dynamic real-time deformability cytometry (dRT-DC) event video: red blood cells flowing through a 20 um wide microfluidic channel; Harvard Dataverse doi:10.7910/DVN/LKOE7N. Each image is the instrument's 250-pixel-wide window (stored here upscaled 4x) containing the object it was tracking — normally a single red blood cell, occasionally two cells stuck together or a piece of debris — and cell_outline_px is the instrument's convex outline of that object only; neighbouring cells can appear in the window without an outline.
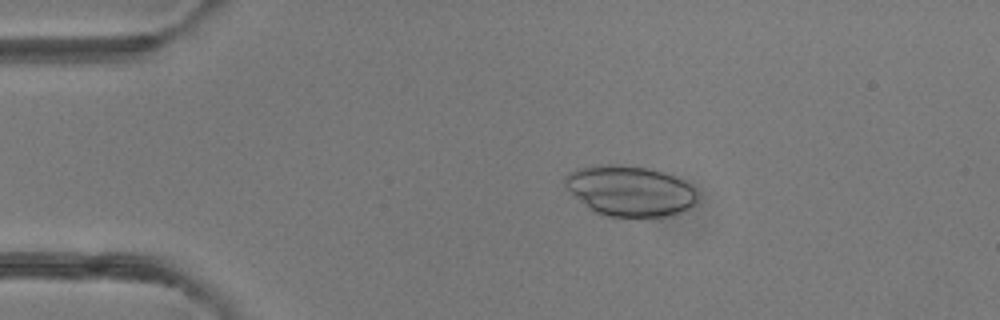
{"species": "common noctule bat (a hibernating species)", "species_latin": "Nyctalus noctula", "temperature_condition": "room temperature", "stored_images_in_passage": 4, "camera_frame_rate_fps": 3000, "um_per_image_px": 0.085, "animal": {"sex": "female"}, "frame": {"image": 1, "passage_image": 3, "time_ms": 2.333, "image_size_px": [1000, 320], "cell_outline_px": [[696, 204], [680, 212], [668, 216], [604, 216], [588, 208], [564, 184], [564, 180], [568, 172], [576, 168], [596, 164], [620, 164], [648, 168], [664, 172], [688, 184], [696, 192]], "centroid_in_image_um": [53.51, 16.21], "position_along_channel_um": 31.5, "area_um2": 38.67}}